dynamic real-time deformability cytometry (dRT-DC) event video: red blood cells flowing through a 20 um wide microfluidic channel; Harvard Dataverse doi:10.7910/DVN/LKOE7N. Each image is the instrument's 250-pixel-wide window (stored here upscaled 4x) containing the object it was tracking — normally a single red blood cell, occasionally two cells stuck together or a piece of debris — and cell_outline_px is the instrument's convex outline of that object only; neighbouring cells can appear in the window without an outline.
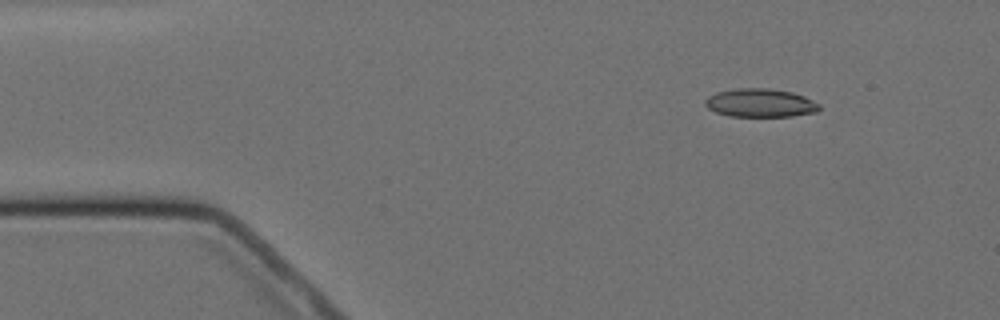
{"species": "Egyptian fruit bat (a non-hibernating species)", "species_latin": "Rousettus aegyptiacus", "temperature_condition": "cold", "stored_images_in_passage": 10, "camera_frame_rate_fps": 3000, "um_per_image_px": 0.085, "animal": {"sex": "female"}, "frame": {"image": 1, "passage_image": 2, "time_ms": 1.0, "image_size_px": [1000, 320], "cell_outline_px": [[820, 108], [816, 112], [792, 116], [728, 116], [716, 112], [708, 108], [704, 104], [704, 100], [708, 96], [716, 92], [736, 88], [768, 88], [792, 92], [804, 96], [820, 104]], "centroid_in_image_um": [64.6, 8.74], "position_along_channel_um": 20.4, "area_um2": 18.96}}
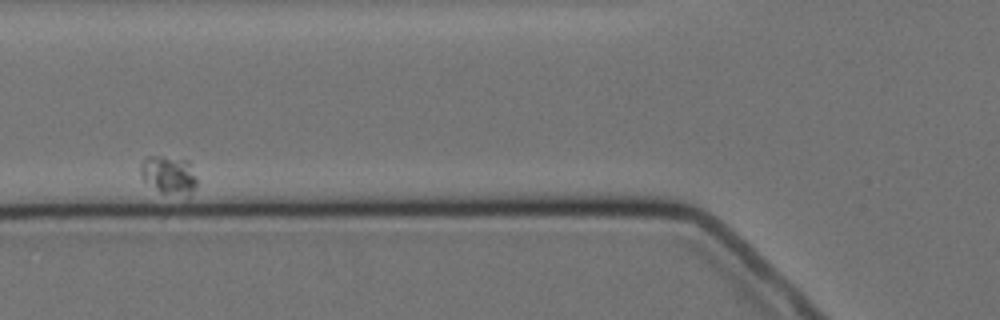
{"frame": {"image": 2, "passage_image": 6, "time_ms": 6.667, "image_size_px": [1000, 320], "cell_outline_px": [[196, 184], [188, 192], [160, 192], [144, 180], [140, 172], [140, 164], [148, 156], [164, 156], [188, 160], [196, 176]], "centroid_in_image_um": [14.31, 14.78], "position_along_channel_um": 111.5, "area_um2": 11.91}}
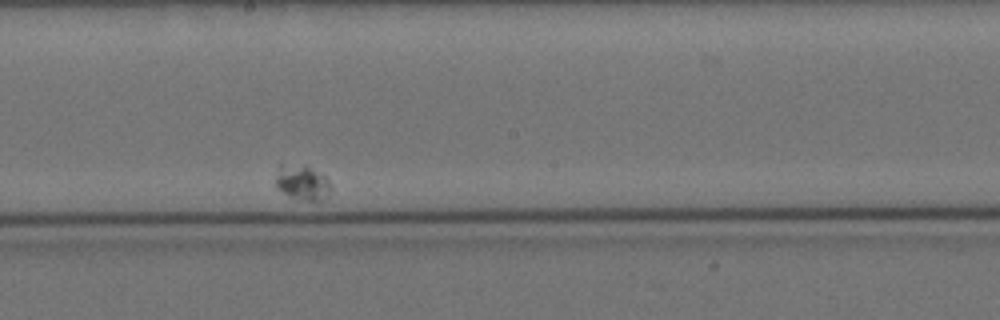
{"frame": {"image": 3, "passage_image": 10, "time_ms": 11.333, "image_size_px": [1000, 320], "cell_outline_px": [[332, 188], [324, 200], [300, 200], [276, 188], [276, 176], [280, 164], [308, 168], [324, 176], [328, 180]], "centroid_in_image_um": [25.7, 15.56], "position_along_channel_um": 222.5, "area_um2": 10.69}}